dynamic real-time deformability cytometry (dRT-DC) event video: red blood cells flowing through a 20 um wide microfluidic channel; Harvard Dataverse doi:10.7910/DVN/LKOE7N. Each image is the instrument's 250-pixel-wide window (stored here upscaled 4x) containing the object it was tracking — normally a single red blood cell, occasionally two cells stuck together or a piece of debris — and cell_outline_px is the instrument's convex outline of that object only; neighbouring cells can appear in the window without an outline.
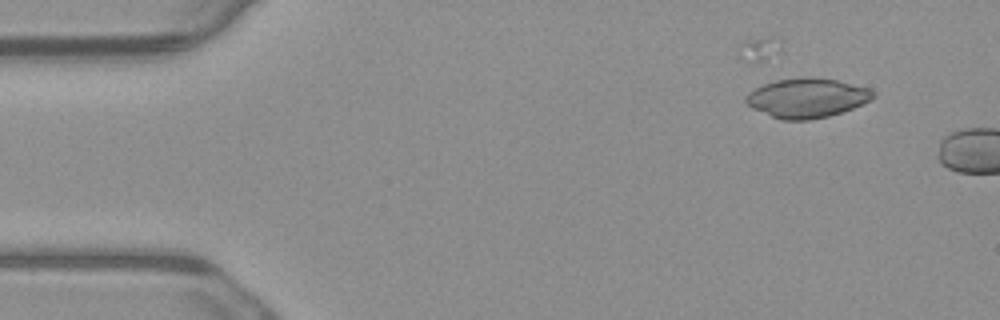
{"species": "common noctule bat (a hibernating species)", "species_latin": "Nyctalus noctula", "temperature_condition": "warm", "stored_images_in_passage": 3, "camera_frame_rate_fps": 3000, "um_per_image_px": 0.085, "animal": {"sex": "male", "body_mass_g": 23.1, "forearm_length_mm": 52.7}, "frame": {"image": 1, "passage_image": 2, "time_ms": 0.333, "image_size_px": [1000, 320], "cell_outline_px": [[876, 96], [852, 108], [828, 116], [808, 120], [780, 120], [752, 108], [744, 100], [748, 92], [764, 84], [776, 80], [800, 76], [812, 76], [836, 80], [868, 88], [876, 92]], "centroid_in_image_um": [68.56, 8.31], "position_along_channel_um": 16.4, "area_um2": 29.19}}